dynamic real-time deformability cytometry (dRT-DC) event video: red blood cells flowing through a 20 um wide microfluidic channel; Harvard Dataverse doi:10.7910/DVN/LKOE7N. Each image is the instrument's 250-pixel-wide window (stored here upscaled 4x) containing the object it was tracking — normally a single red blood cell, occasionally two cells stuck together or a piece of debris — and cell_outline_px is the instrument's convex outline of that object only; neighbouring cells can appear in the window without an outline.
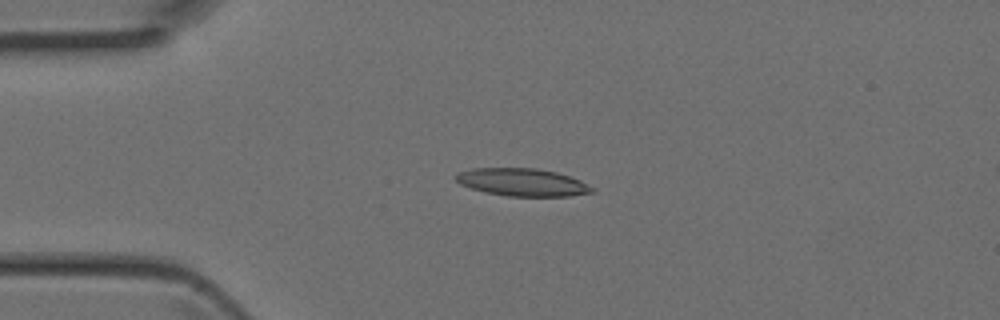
{"species": "Egyptian fruit bat (a non-hibernating species)", "species_latin": "Rousettus aegyptiacus", "temperature_condition": "room temperature", "stored_images_in_passage": 3, "camera_frame_rate_fps": 3000, "um_per_image_px": 0.085, "animal": {"sex": "female"}, "frame": {"image": 1, "passage_image": 2, "time_ms": 0.333, "image_size_px": [1000, 320], "cell_outline_px": [[596, 192], [568, 196], [508, 196], [484, 192], [460, 184], [452, 176], [456, 172], [472, 168], [536, 168], [556, 172], [580, 180], [596, 188]], "centroid_in_image_um": [44.39, 15.49], "position_along_channel_um": 40.6, "area_um2": 22.14}}